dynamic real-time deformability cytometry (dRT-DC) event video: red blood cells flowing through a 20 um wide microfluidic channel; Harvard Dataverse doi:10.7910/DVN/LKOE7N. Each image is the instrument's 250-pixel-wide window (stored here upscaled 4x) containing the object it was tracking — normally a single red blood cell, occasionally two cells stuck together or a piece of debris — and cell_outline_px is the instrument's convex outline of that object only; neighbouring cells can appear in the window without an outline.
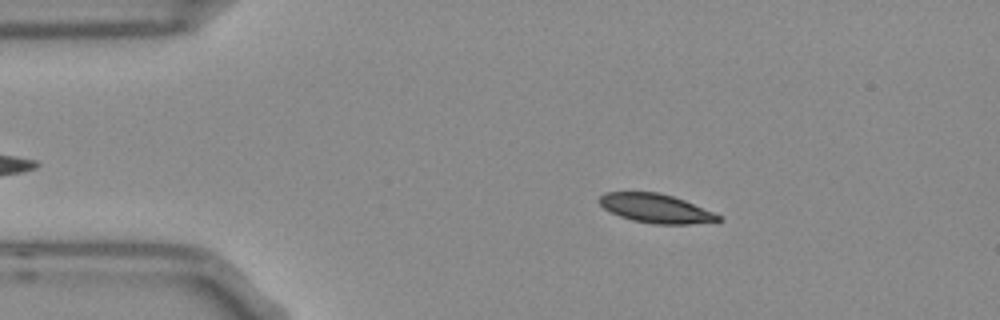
{"species": "Egyptian fruit bat (a non-hibernating species)", "species_latin": "Rousettus aegyptiacus", "temperature_condition": "room temperature", "stored_images_in_passage": 46, "camera_frame_rate_fps": 3000, "um_per_image_px": 0.085, "frame": {"image": 1, "passage_image": 9, "time_ms": 2.667, "image_size_px": [1000, 320], "cell_outline_px": [[724, 220], [692, 224], [652, 224], [632, 220], [620, 216], [604, 208], [596, 200], [604, 192], [656, 192], [672, 196], [684, 200], [724, 216]], "centroid_in_image_um": [55.77, 17.72], "position_along_channel_um": 29.2, "area_um2": 20.17}}
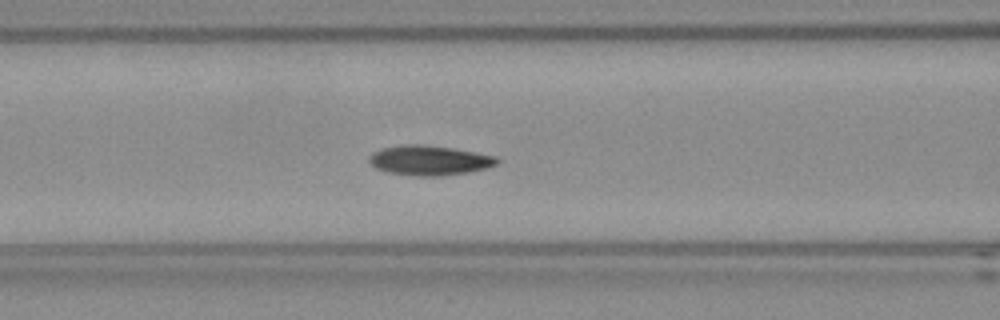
{"frame": {"image": 2, "passage_image": 21, "time_ms": 6.667, "image_size_px": [1000, 320], "cell_outline_px": [[500, 160], [496, 164], [484, 168], [464, 172], [440, 176], [416, 176], [388, 172], [376, 168], [368, 160], [368, 156], [372, 152], [384, 148], [404, 144], [420, 144], [452, 148], [496, 156]], "centroid_in_image_um": [36.45, 13.62], "position_along_channel_um": 130.1, "area_um2": 21.91}}
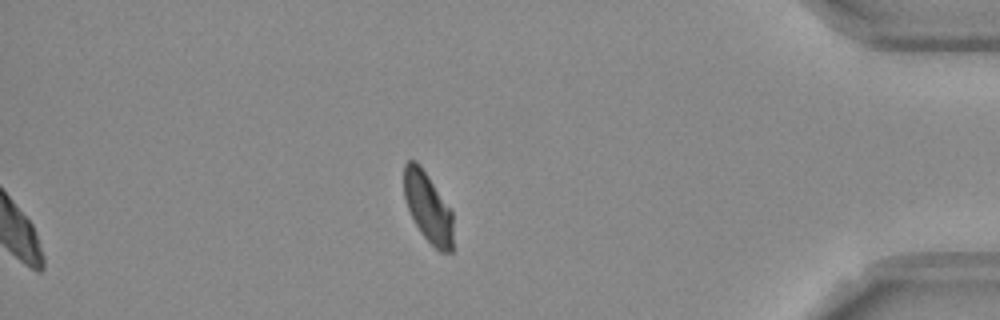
{"frame": {"image": 3, "passage_image": 46, "time_ms": 15.0, "image_size_px": [1000, 320], "cell_outline_px": [[452, 252], [440, 252], [420, 232], [408, 208], [404, 196], [404, 164], [408, 160], [416, 160], [420, 164], [452, 212]], "centroid_in_image_um": [36.36, 17.6], "position_along_channel_um": 398.8, "area_um2": 19.65}, "authors_computed_cell_mechanics": {"area_um2": 21.1548, "velocity_mm_per_s": 3.7234, "shape_relaxation_time_tau1_ms": 4.6448, "shape_relaxation_time_tau2_ms": 6.6988, "deformation_change_tau1": 0.112, "deformation_change_tau2": 0.0911}}